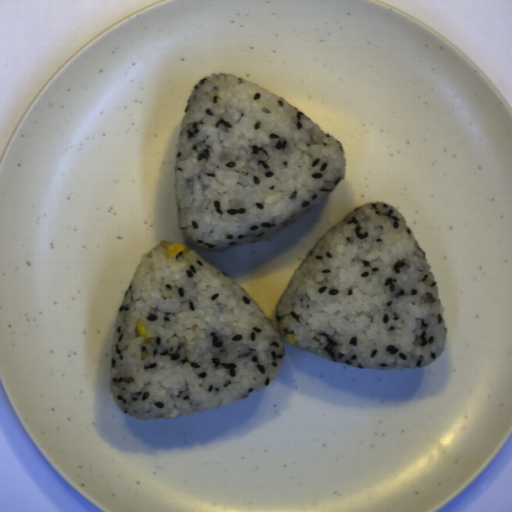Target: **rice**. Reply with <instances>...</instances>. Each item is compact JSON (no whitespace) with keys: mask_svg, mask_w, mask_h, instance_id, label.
Masks as SVG:
<instances>
[{"mask_svg":"<svg viewBox=\"0 0 512 512\" xmlns=\"http://www.w3.org/2000/svg\"><path fill=\"white\" fill-rule=\"evenodd\" d=\"M175 243L143 255L117 311L110 393L137 419L187 417L268 388L284 337L325 360L375 370L439 359L448 328L428 257L398 209L358 206L328 230L290 278L273 323L244 290ZM141 318L152 339L137 336Z\"/></svg>","mask_w":512,"mask_h":512,"instance_id":"rice-1","label":"rice"},{"mask_svg":"<svg viewBox=\"0 0 512 512\" xmlns=\"http://www.w3.org/2000/svg\"><path fill=\"white\" fill-rule=\"evenodd\" d=\"M345 179L343 144L279 95L226 73L192 88L174 186L195 247L221 252L277 235Z\"/></svg>","mask_w":512,"mask_h":512,"instance_id":"rice-2","label":"rice"}]
</instances>
